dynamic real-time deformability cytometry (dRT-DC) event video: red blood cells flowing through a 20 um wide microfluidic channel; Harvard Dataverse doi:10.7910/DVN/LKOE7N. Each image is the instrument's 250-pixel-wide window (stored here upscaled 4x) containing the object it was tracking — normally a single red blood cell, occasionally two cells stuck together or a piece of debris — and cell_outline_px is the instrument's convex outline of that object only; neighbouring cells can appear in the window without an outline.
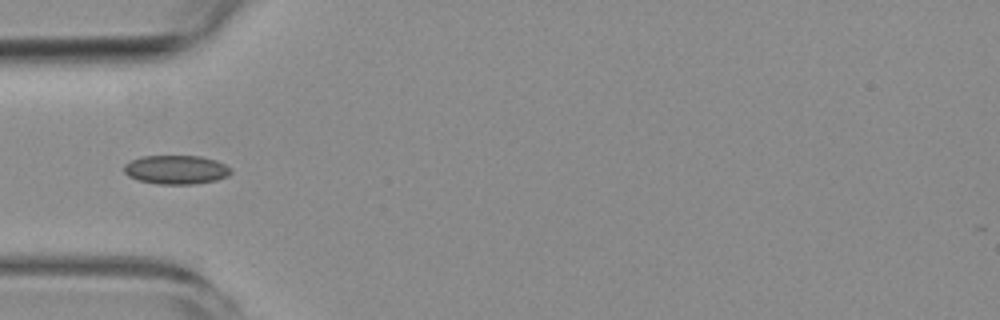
{"species": "common noctule bat (a hibernating species)", "species_latin": "Nyctalus noctula", "temperature_condition": "room temperature", "stored_images_in_passage": 1, "camera_frame_rate_fps": 3000, "um_per_image_px": 0.085, "animal": {"sex": "female", "body_mass_g": 19.3, "forearm_length_mm": 54.1}, "frame": {"image": 1, "passage_image": 1, "time_ms": 0.0, "image_size_px": [1000, 320], "cell_outline_px": [[232, 172], [228, 176], [216, 180], [192, 184], [156, 184], [136, 180], [128, 176], [124, 172], [124, 164], [132, 160], [144, 156], [200, 156], [216, 160], [232, 168]], "centroid_in_image_um": [14.97, 14.43], "position_along_channel_um": 70.0, "area_um2": 18.09}}